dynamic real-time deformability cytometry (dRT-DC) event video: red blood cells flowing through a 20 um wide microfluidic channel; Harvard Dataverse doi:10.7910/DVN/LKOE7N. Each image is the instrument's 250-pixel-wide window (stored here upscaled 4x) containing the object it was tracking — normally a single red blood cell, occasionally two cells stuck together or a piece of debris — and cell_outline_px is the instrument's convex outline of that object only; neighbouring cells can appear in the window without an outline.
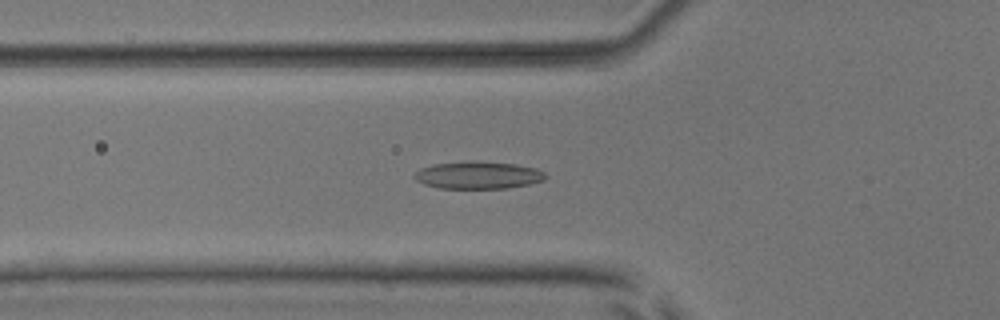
{"species": "common noctule bat (a hibernating species)", "species_latin": "Nyctalus noctula", "temperature_condition": "room temperature", "stored_images_in_passage": 52, "camera_frame_rate_fps": 3000, "um_per_image_px": 0.085, "animal": {"sex": "male", "body_mass_g": 17.9, "forearm_length_mm": 54.2}, "frame": {"image": 1, "passage_image": 19, "time_ms": 6.0, "image_size_px": [1000, 320], "cell_outline_px": [[548, 176], [544, 180], [528, 184], [508, 188], [440, 188], [424, 184], [416, 180], [412, 176], [420, 168], [432, 164], [464, 160], [476, 160], [516, 164], [536, 168], [544, 172]], "centroid_in_image_um": [40.62, 14.86], "position_along_channel_um": 85.2, "area_um2": 21.27}}
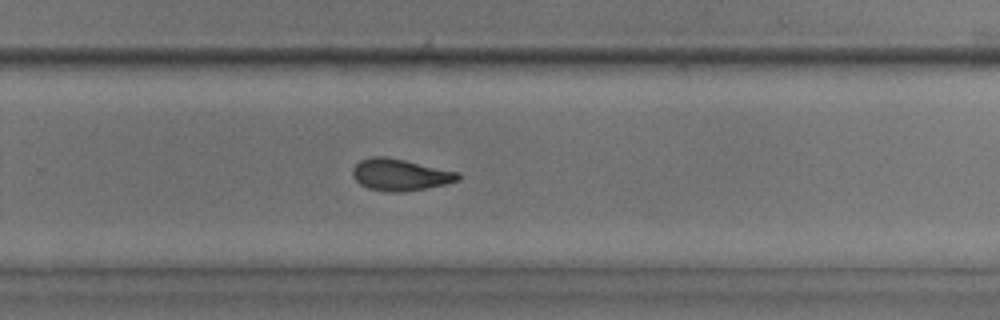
{"frame": {"image": 2, "passage_image": 35, "time_ms": 11.333, "image_size_px": [1000, 320], "cell_outline_px": [[460, 180], [444, 184], [424, 188], [400, 192], [392, 192], [368, 188], [360, 184], [352, 176], [352, 168], [360, 160], [372, 156], [384, 156], [404, 160], [460, 172]], "centroid_in_image_um": [34.0, 14.84], "position_along_channel_um": 295.8, "area_um2": 19.36}}
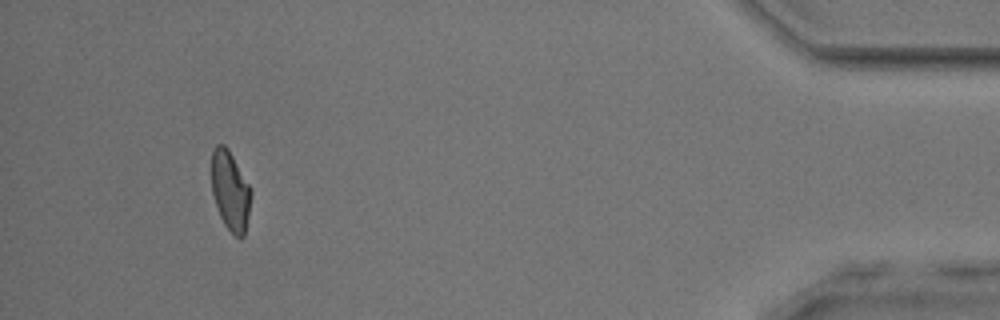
{"frame": {"image": 3, "passage_image": 49, "time_ms": 16.0, "image_size_px": [1000, 320], "cell_outline_px": [[252, 192], [248, 216], [244, 236], [240, 240], [224, 224], [220, 216], [212, 192], [212, 148], [216, 144], [224, 144], [228, 148], [252, 188]], "centroid_in_image_um": [19.59, 16.19], "position_along_channel_um": 415.6, "area_um2": 18.38}, "authors_computed_cell_mechanics": {"area_um2": 19.6809, "velocity_mm_per_s": 3.9543, "shape_relaxation_time_tau1_ms": 5.2176, "shape_relaxation_time_tau2_ms": 1.5825, "deformation_change_tau1": 0.1745, "deformation_change_tau2": 0.0812}}